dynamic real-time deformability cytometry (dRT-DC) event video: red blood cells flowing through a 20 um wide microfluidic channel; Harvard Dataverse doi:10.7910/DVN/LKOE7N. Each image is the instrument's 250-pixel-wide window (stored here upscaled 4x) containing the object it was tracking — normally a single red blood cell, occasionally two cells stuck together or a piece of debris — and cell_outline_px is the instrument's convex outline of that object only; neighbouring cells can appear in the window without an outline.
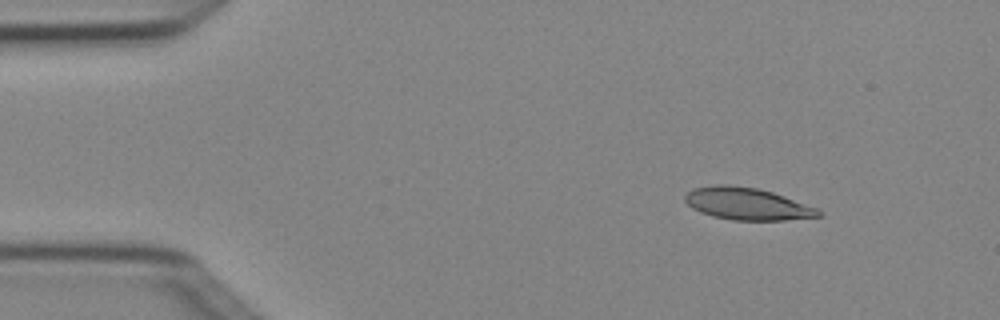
{"species": "Egyptian fruit bat (a non-hibernating species)", "species_latin": "Rousettus aegyptiacus", "temperature_condition": "cold", "stored_images_in_passage": 5, "camera_frame_rate_fps": 3000, "um_per_image_px": 0.085, "animal": {"sex": "female"}, "frame": {"image": 1, "passage_image": 2, "time_ms": 0.333, "image_size_px": [1000, 320], "cell_outline_px": [[820, 216], [784, 220], [732, 220], [712, 216], [700, 212], [692, 208], [684, 200], [684, 196], [692, 188], [716, 184], [728, 184], [756, 188], [772, 192], [784, 196], [816, 208], [820, 212]], "centroid_in_image_um": [63.44, 17.31], "position_along_channel_um": 21.6, "area_um2": 24.85}}